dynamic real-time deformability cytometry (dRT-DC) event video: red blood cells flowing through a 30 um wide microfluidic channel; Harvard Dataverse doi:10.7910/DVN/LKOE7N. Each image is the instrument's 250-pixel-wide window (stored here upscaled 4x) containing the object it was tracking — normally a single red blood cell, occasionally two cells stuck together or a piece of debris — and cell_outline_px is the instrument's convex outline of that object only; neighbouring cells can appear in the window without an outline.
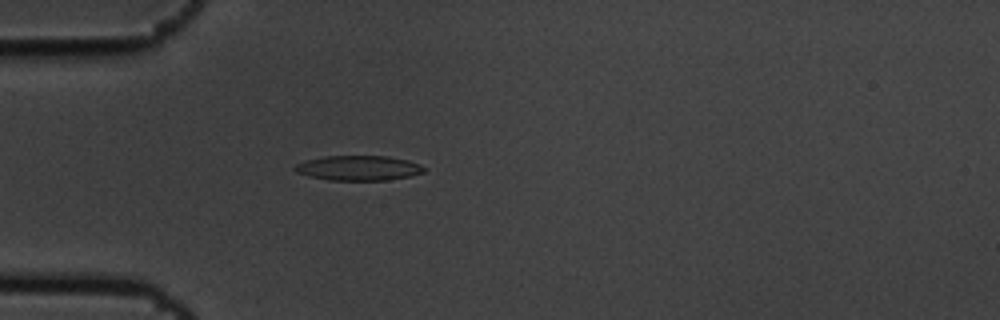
{"species": "common noctule bat (a hibernating species)", "species_latin": "Nyctalus noctula", "temperature_condition": "cold", "stored_images_in_passage": 5, "camera_frame_rate_fps": 3000, "um_per_image_px": 0.085, "animal": {"sex": "male", "body_mass_g": 19.5, "forearm_length_mm": 54.6}, "frame": {"image": 1, "passage_image": 5, "time_ms": 1.333, "image_size_px": [1000, 320], "cell_outline_px": [[428, 168], [424, 172], [412, 176], [388, 180], [328, 180], [308, 176], [296, 172], [292, 168], [296, 164], [304, 160], [324, 156], [388, 156], [408, 160], [420, 164]], "centroid_in_image_um": [30.49, 14.28], "position_along_channel_um": 54.5, "area_um2": 19.02}}